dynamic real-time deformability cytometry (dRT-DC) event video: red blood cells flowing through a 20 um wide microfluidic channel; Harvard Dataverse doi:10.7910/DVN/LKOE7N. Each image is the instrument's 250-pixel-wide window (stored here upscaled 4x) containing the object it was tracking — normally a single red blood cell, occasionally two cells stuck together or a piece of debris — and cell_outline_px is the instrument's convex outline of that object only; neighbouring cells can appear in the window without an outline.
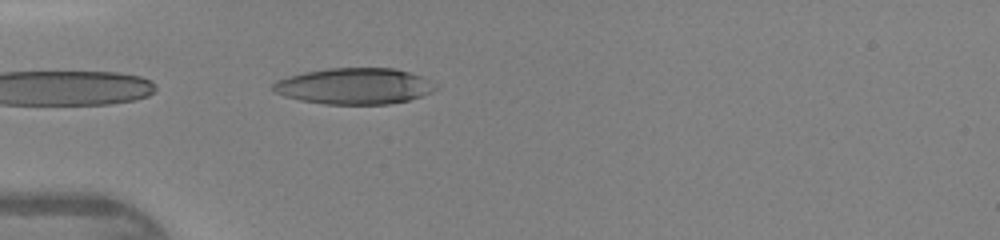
{"species": "human", "species_latin": "Homo sapiens", "temperature_condition": "warm", "stored_images_in_passage": 32, "camera_frame_rate_fps": 3000, "um_per_image_px": 0.085, "donor": {"sex": "female"}, "frame": {"image": 1, "passage_image": 1, "time_ms": 0.0, "image_size_px": [1000, 240], "cell_outline_px": [[440, 88], [432, 92], [408, 100], [388, 104], [324, 104], [300, 100], [284, 96], [276, 92], [272, 88], [272, 84], [276, 80], [288, 76], [304, 72], [328, 68], [396, 68], [424, 76]], "centroid_in_image_um": [30.14, 7.31], "position_along_channel_um": 54.9, "area_um2": 34.45}}
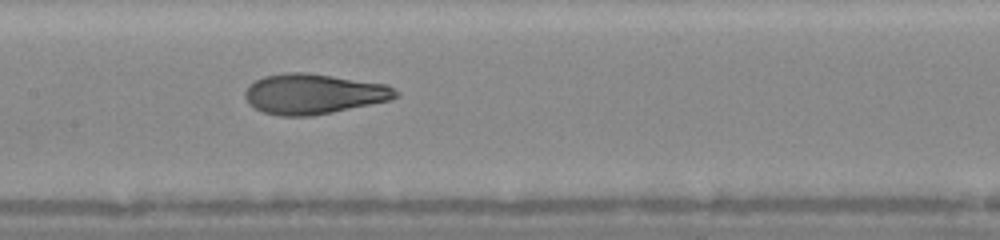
{"frame": {"image": 2, "passage_image": 10, "time_ms": 3.0, "image_size_px": [1000, 240], "cell_outline_px": [[400, 96], [392, 100], [312, 116], [280, 116], [264, 112], [248, 104], [244, 96], [244, 92], [256, 80], [264, 76], [284, 72], [304, 72], [388, 84], [400, 92]], "centroid_in_image_um": [26.69, 7.98], "position_along_channel_um": 180.7, "area_um2": 35.43}}
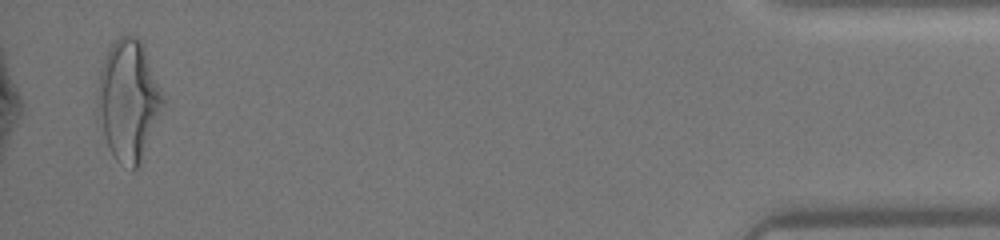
{"frame": {"image": 3, "passage_image": 31, "time_ms": 10.0, "image_size_px": [1000, 240], "cell_outline_px": [[164, 100], [140, 160], [136, 168], [132, 172], [116, 160], [108, 148], [96, 108], [96, 96], [100, 72], [104, 60], [112, 44], [120, 36], [136, 36], [144, 44], [164, 96]], "centroid_in_image_um": [10.89, 8.49], "position_along_channel_um": 424.3, "area_um2": 45.14}}